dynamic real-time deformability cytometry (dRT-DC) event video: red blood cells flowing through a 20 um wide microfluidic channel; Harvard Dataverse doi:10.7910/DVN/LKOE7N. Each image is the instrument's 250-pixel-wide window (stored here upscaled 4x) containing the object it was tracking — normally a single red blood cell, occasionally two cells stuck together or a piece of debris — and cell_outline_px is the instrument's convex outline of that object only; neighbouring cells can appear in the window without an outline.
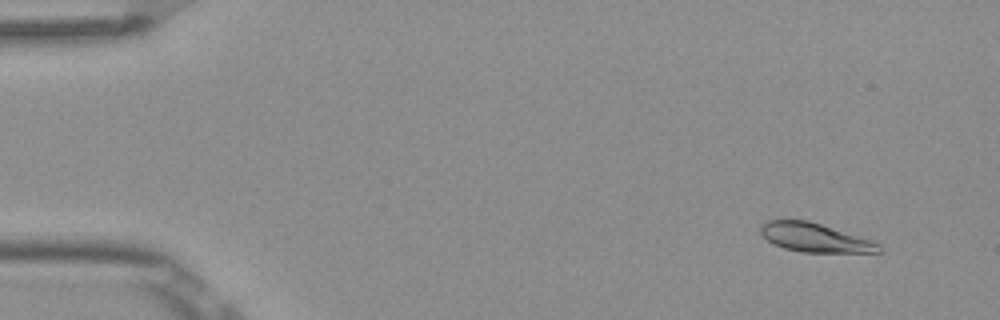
{"species": "Egyptian fruit bat (a non-hibernating species)", "species_latin": "Rousettus aegyptiacus", "temperature_condition": "room temperature", "stored_images_in_passage": 4, "camera_frame_rate_fps": 3000, "um_per_image_px": 0.085, "frame": {"image": 1, "passage_image": 2, "time_ms": 0.333, "image_size_px": [1000, 320], "cell_outline_px": [[880, 252], [800, 252], [784, 248], [768, 240], [760, 232], [760, 228], [768, 220], [808, 220], [872, 240], [880, 244]], "centroid_in_image_um": [69.27, 20.2], "position_along_channel_um": 15.7, "area_um2": 19.54}}
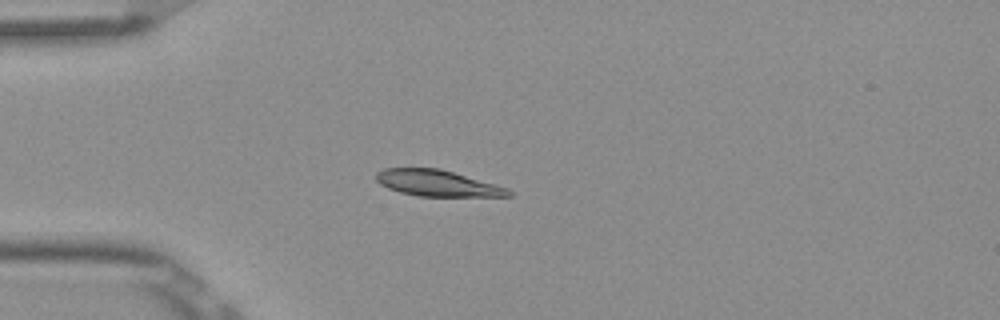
{"frame": {"image": 2, "passage_image": 4, "time_ms": 1.0, "image_size_px": [1000, 320], "cell_outline_px": [[512, 196], [416, 196], [400, 192], [388, 188], [380, 184], [376, 180], [376, 172], [384, 168], [440, 168], [496, 184], [508, 188], [512, 192]], "centroid_in_image_um": [37.17, 15.56], "position_along_channel_um": 47.8, "area_um2": 20.23}}